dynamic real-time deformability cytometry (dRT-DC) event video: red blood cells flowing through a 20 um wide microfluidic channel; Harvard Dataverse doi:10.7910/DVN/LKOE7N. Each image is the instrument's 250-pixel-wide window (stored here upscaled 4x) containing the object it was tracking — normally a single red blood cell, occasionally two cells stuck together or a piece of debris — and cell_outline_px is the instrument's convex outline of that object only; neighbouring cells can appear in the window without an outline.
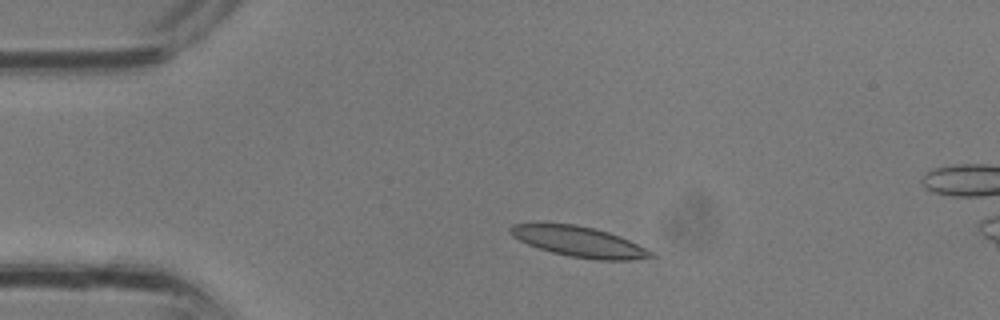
{"species": "common noctule bat (a hibernating species)", "species_latin": "Nyctalus noctula", "temperature_condition": "room temperature", "stored_images_in_passage": 3, "camera_frame_rate_fps": 3000, "um_per_image_px": 0.085, "animal": {"sex": "male", "body_mass_g": 13.3}, "frame": {"image": 1, "passage_image": 2, "time_ms": 0.333, "image_size_px": [1000, 320], "cell_outline_px": [[656, 256], [632, 260], [596, 260], [568, 256], [552, 252], [528, 244], [512, 236], [508, 232], [508, 228], [512, 224], [576, 224], [596, 228], [620, 236], [656, 252]], "centroid_in_image_um": [49.28, 20.55], "position_along_channel_um": 35.7, "area_um2": 24.97}}